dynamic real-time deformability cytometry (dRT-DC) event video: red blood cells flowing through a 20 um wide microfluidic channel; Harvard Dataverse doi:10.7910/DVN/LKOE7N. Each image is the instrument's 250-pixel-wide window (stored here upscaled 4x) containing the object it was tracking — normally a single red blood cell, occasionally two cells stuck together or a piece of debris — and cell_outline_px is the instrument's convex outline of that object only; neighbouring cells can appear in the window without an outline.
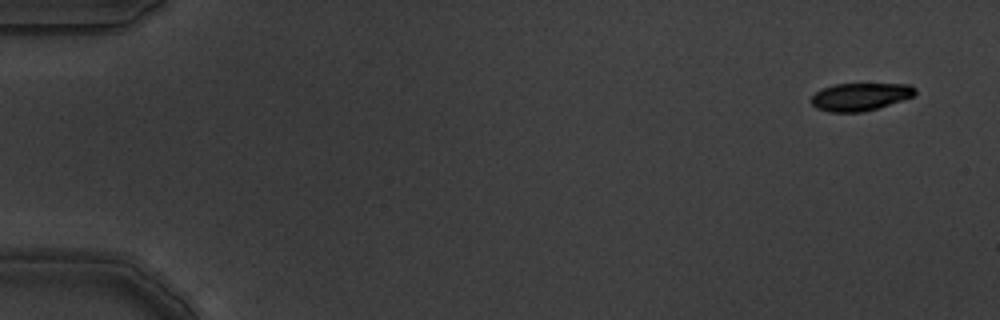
{"species": "common noctule bat (a hibernating species)", "species_latin": "Nyctalus noctula", "temperature_condition": "warm", "stored_images_in_passage": 10, "camera_frame_rate_fps": 3000, "um_per_image_px": 0.085, "animal": {"sex": "male", "body_mass_g": 19.5, "forearm_length_mm": 54.6}, "frame": {"image": 1, "passage_image": 1, "time_ms": 0.0, "image_size_px": [1000, 320], "cell_outline_px": [[916, 92], [912, 96], [864, 112], [828, 112], [816, 108], [812, 104], [812, 96], [816, 92], [832, 84], [908, 84], [916, 88]], "centroid_in_image_um": [73.08, 8.22], "position_along_channel_um": 11.9, "area_um2": 16.53}}
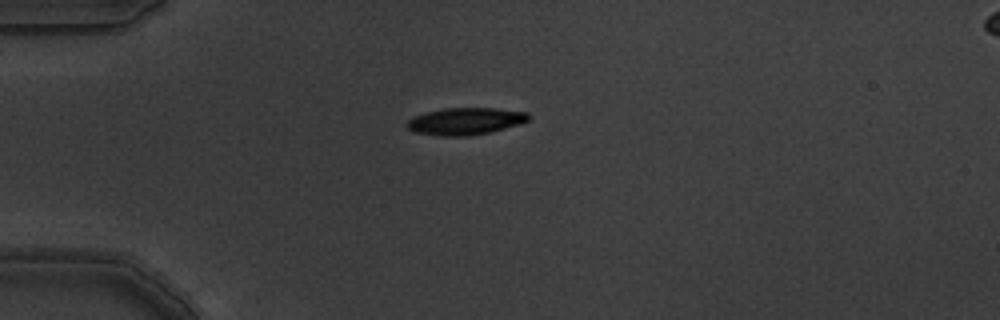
{"frame": {"image": 2, "passage_image": 4, "time_ms": 1.0, "image_size_px": [1000, 320], "cell_outline_px": [[532, 116], [528, 120], [520, 124], [492, 132], [468, 136], [440, 136], [412, 132], [408, 128], [408, 120], [416, 116], [428, 112], [444, 108], [492, 108], [528, 112]], "centroid_in_image_um": [39.6, 10.31], "position_along_channel_um": 45.4, "area_um2": 19.19}}
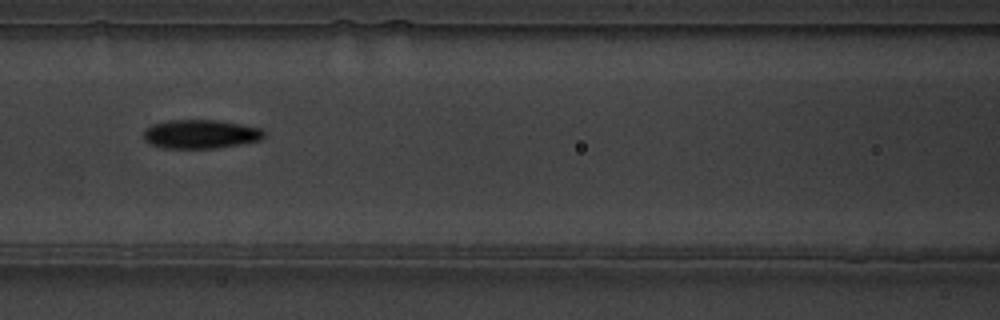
{"frame": {"image": 3, "passage_image": 7, "time_ms": 2.0, "image_size_px": [1000, 320], "cell_outline_px": [[268, 132], [260, 140], [240, 144], [216, 148], [164, 148], [148, 144], [144, 140], [144, 128], [152, 124], [168, 120], [216, 120], [240, 124], [260, 128]], "centroid_in_image_um": [17.03, 11.4], "position_along_channel_um": 149.6, "area_um2": 20.4}}